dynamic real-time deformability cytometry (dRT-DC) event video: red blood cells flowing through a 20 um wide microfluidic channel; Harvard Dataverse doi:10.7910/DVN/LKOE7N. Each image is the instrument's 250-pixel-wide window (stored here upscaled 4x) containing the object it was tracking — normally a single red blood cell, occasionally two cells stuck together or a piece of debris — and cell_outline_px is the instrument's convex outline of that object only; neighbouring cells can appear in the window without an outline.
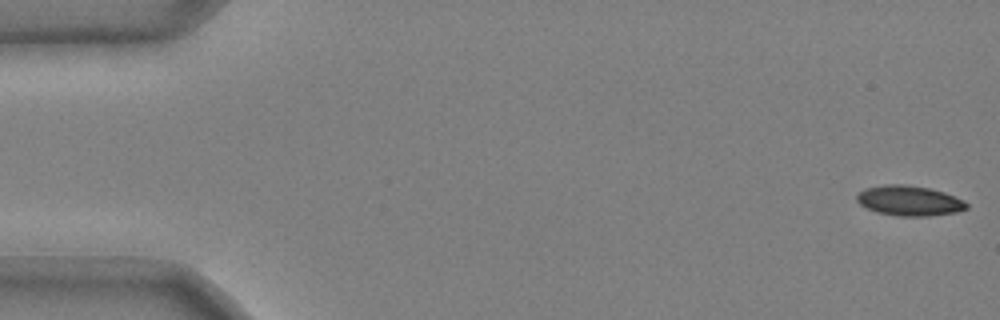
{"species": "common noctule bat (a hibernating species)", "species_latin": "Nyctalus noctula", "temperature_condition": "cold", "stored_images_in_passage": 51, "camera_frame_rate_fps": 3000, "um_per_image_px": 0.085, "animal": {"sex": "male", "body_mass_g": 20.4}, "frame": {"image": 1, "passage_image": 1, "time_ms": 0.0, "image_size_px": [1000, 320], "cell_outline_px": [[968, 208], [956, 212], [928, 216], [900, 216], [876, 212], [860, 204], [856, 200], [856, 196], [864, 188], [884, 184], [904, 184], [928, 188], [944, 192], [964, 200], [968, 204]], "centroid_in_image_um": [77.28, 17.05], "position_along_channel_um": 7.7, "area_um2": 19.25}}
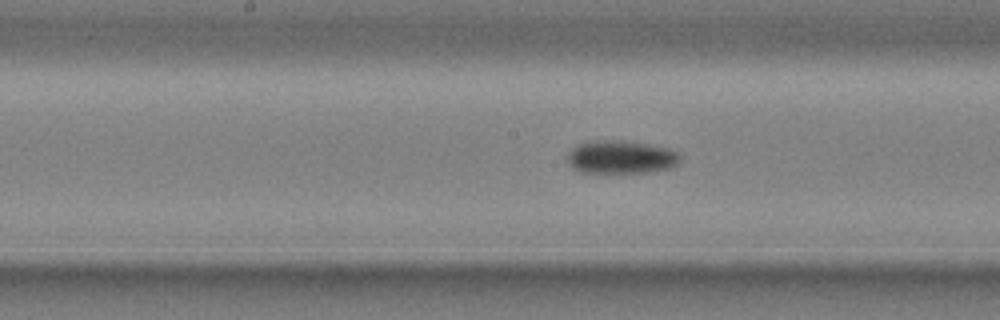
{"frame": {"image": 2, "passage_image": 27, "time_ms": 8.667, "image_size_px": [1000, 320], "cell_outline_px": [[680, 160], [672, 168], [648, 172], [580, 172], [572, 168], [568, 164], [568, 152], [576, 144], [588, 140], [624, 140], [672, 148], [680, 152]], "centroid_in_image_um": [52.79, 13.33], "position_along_channel_um": 195.4, "area_um2": 22.2}}
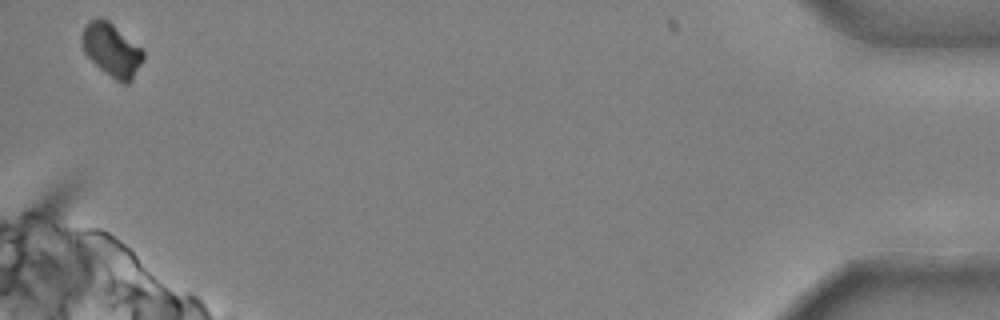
{"frame": {"image": 3, "passage_image": 51, "time_ms": 16.667, "image_size_px": [1000, 320], "cell_outline_px": [[144, 60], [132, 80], [128, 84], [124, 84], [116, 80], [104, 72], [84, 52], [84, 24], [88, 20], [96, 16], [100, 16], [108, 20], [140, 48], [144, 52]], "centroid_in_image_um": [9.52, 4.24], "position_along_channel_um": 425.7, "area_um2": 18.67}, "authors_computed_cell_mechanics": {"area_um2": 20.4034, "velocity_mm_per_s": 3.7135, "shape_relaxation_time_tau1_ms": 5.2519, "shape_relaxation_time_tau2_ms": null, "deformation_change_tau1": 0.1351, "deformation_change_tau2": null}}